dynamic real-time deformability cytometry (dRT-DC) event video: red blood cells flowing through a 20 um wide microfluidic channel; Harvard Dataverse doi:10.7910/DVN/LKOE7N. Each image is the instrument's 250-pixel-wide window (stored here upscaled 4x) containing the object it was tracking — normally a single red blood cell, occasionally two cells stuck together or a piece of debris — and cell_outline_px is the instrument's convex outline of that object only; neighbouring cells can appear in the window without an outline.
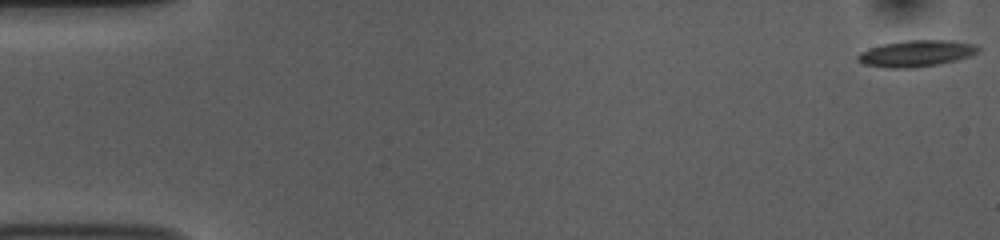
{"species": "common noctule bat (a hibernating species)", "species_latin": "Nyctalus noctula", "temperature_condition": "room temperature", "stored_images_in_passage": 54, "camera_frame_rate_fps": 3000, "um_per_image_px": 0.085, "animal": {"sex": "female", "body_mass_g": 10.0, "forearm_length_mm": 53.1}, "frame": {"image": 1, "passage_image": 1, "time_ms": 0.0, "image_size_px": [1000, 240], "cell_outline_px": [[980, 48], [976, 52], [968, 56], [956, 60], [936, 64], [912, 68], [892, 68], [864, 64], [856, 60], [856, 56], [860, 52], [884, 44], [908, 40], [948, 40], [976, 44]], "centroid_in_image_um": [77.87, 4.54], "position_along_channel_um": 7.1, "area_um2": 18.21}}
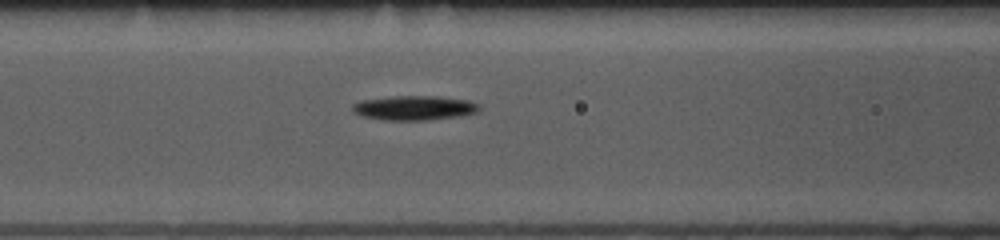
{"frame": {"image": 2, "passage_image": 22, "time_ms": 7.0, "image_size_px": [1000, 240], "cell_outline_px": [[480, 108], [476, 112], [460, 116], [424, 120], [384, 120], [364, 116], [352, 112], [352, 104], [360, 100], [396, 96], [436, 96], [468, 100], [480, 104]], "centroid_in_image_um": [35.2, 9.16], "position_along_channel_um": 131.4, "area_um2": 18.03}}
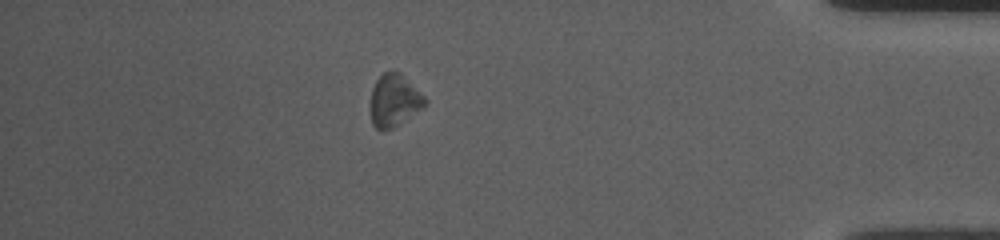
{"frame": {"image": 3, "passage_image": 47, "time_ms": 15.333, "image_size_px": [1000, 240], "cell_outline_px": [[428, 100], [420, 108], [392, 128], [376, 128], [372, 124], [368, 104], [372, 88], [376, 80], [384, 72], [392, 68], [400, 72]], "centroid_in_image_um": [33.44, 8.48], "position_along_channel_um": 401.8, "area_um2": 16.53}, "authors_computed_cell_mechanics": {"area_um2": 17.1666, "velocity_mm_per_s": 3.7431, "shape_relaxation_time_tau1_ms": 4.6168, "shape_relaxation_time_tau2_ms": null, "deformation_change_tau1": 0.1513, "deformation_change_tau2": null}}